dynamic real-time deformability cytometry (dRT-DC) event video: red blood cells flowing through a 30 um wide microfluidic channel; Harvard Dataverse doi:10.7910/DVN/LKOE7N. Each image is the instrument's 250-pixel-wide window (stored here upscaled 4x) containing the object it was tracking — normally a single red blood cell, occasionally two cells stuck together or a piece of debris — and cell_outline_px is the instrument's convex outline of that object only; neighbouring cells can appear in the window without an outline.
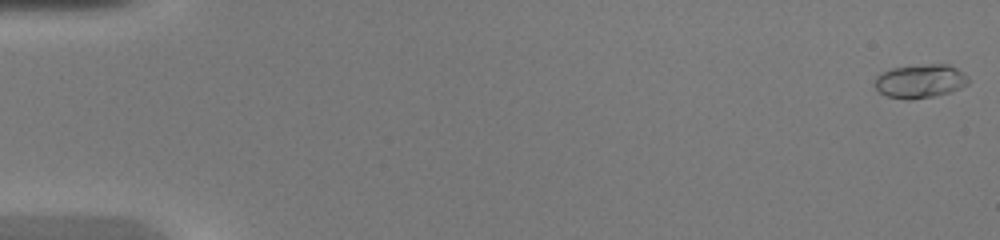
{"species": "common noctule bat (a hibernating species)", "species_latin": "Nyctalus noctula", "temperature_condition": "warm", "stored_images_in_passage": 48, "camera_frame_rate_fps": 3000, "um_per_image_px": 0.085, "animal": {"sex": "female", "body_mass_g": 20.0, "forearm_length_mm": 54.0}, "frame": {"image": 1, "passage_image": 1, "time_ms": 0.0, "image_size_px": [1000, 240], "cell_outline_px": [[968, 84], [960, 88], [936, 96], [912, 100], [908, 100], [888, 96], [880, 92], [872, 84], [876, 76], [880, 72], [892, 68], [928, 64], [948, 64], [964, 72], [968, 76]], "centroid_in_image_um": [78.2, 6.9], "position_along_channel_um": 6.8, "area_um2": 18.55}}
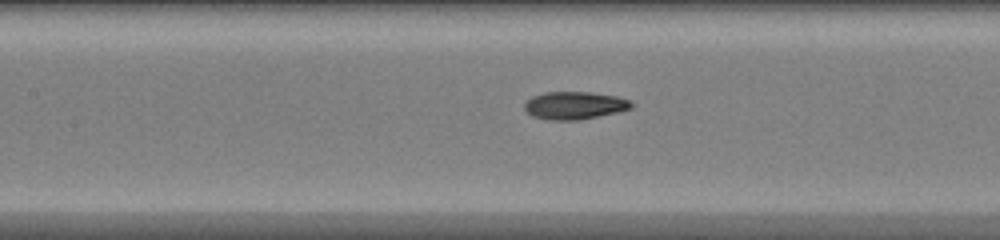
{"frame": {"image": 2, "passage_image": 23, "time_ms": 7.333, "image_size_px": [1000, 240], "cell_outline_px": [[632, 108], [600, 116], [576, 120], [548, 120], [532, 116], [524, 108], [524, 104], [532, 96], [544, 92], [592, 92], [616, 96], [632, 100]], "centroid_in_image_um": [48.84, 8.96], "position_along_channel_um": 158.6, "area_um2": 17.28}}
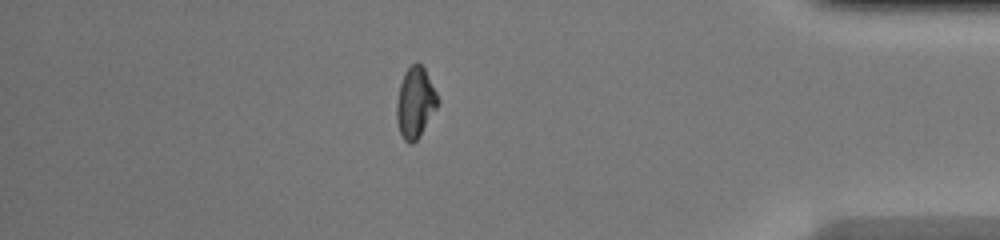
{"frame": {"image": 3, "passage_image": 42, "time_ms": 13.667, "image_size_px": [1000, 240], "cell_outline_px": [[440, 104], [420, 136], [412, 144], [408, 144], [404, 140], [400, 132], [396, 120], [396, 104], [400, 84], [404, 72], [416, 60], [424, 68], [440, 100]], "centroid_in_image_um": [35.31, 8.74], "position_along_channel_um": 399.9, "area_um2": 17.17}, "authors_computed_cell_mechanics": {"area_um2": 17.1377, "velocity_mm_per_s": 4.354, "shape_relaxation_time_tau1_ms": null, "shape_relaxation_time_tau2_ms": 1.0619, "deformation_change_tau1": null, "deformation_change_tau2": 0.0538}}